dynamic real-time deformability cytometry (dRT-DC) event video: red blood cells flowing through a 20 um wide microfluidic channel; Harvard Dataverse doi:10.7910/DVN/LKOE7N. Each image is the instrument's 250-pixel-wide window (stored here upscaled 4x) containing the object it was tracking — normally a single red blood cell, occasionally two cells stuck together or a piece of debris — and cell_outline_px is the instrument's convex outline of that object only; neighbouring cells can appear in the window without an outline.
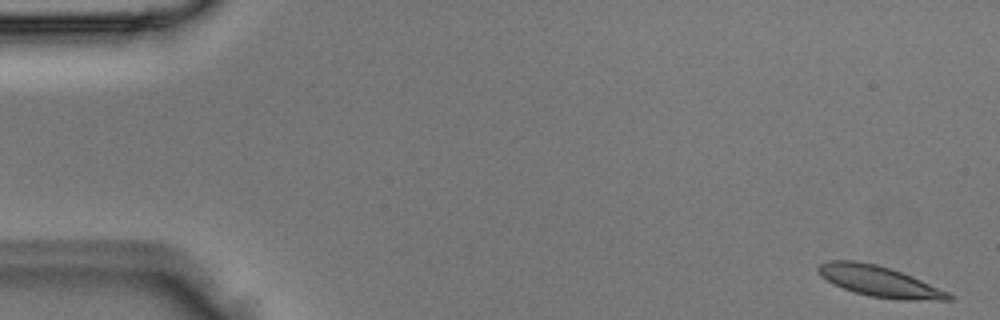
{"species": "Egyptian fruit bat (a non-hibernating species)", "species_latin": "Rousettus aegyptiacus", "temperature_condition": "room temperature", "stored_images_in_passage": 4, "camera_frame_rate_fps": 3000, "um_per_image_px": 0.085, "animal": {"sex": "male"}, "frame": {"image": 1, "passage_image": 1, "time_ms": 0.0, "image_size_px": [1000, 320], "cell_outline_px": [[952, 300], [904, 300], [872, 296], [856, 292], [832, 284], [820, 276], [816, 268], [820, 264], [832, 260], [856, 260], [876, 264], [912, 276], [948, 292], [952, 296]], "centroid_in_image_um": [74.71, 23.9], "position_along_channel_um": 10.3, "area_um2": 23.06}}